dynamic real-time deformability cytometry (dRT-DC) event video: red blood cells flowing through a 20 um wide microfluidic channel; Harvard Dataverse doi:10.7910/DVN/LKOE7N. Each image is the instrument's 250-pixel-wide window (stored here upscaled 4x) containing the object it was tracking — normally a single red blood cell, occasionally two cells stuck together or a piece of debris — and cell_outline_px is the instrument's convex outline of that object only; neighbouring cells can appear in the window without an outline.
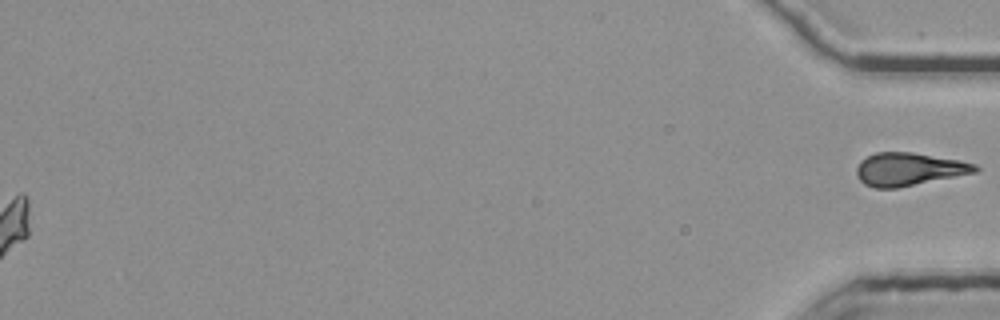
{"species": "common noctule bat (a hibernating species)", "species_latin": "Nyctalus noctula", "temperature_condition": "room temperature", "stored_images_in_passage": 49, "segment_of_instrument_passage": [2, 2], "camera_frame_rate_fps": 3000, "um_per_image_px": 0.085, "animal": {"sex": "female", "body_mass_g": 25.1}, "frame": {"image": 1, "passage_image": 49, "time_ms": 16.0, "image_size_px": [1000, 320], "cell_outline_px": [[980, 168], [976, 172], [896, 188], [876, 188], [864, 184], [856, 176], [856, 168], [860, 160], [876, 152], [912, 152], [960, 160], [976, 164]], "centroid_in_image_um": [77.23, 14.37], "position_along_channel_um": 358.0, "area_um2": 22.72}}